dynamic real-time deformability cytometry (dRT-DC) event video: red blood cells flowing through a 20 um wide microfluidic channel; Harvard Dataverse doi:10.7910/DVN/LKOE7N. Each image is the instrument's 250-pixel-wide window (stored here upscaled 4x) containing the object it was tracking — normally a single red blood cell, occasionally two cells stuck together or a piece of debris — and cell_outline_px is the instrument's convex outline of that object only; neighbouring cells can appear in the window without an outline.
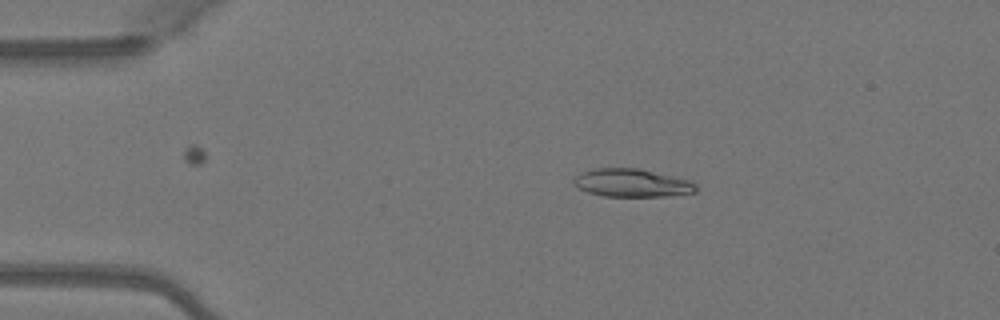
{"species": "Egyptian fruit bat (a non-hibernating species)", "species_latin": "Rousettus aegyptiacus", "temperature_condition": "warm", "stored_images_in_passage": 43, "camera_frame_rate_fps": 3000, "um_per_image_px": 0.085, "animal": {"sex": "female"}, "frame": {"image": 1, "passage_image": 9, "time_ms": 2.667, "image_size_px": [1000, 320], "cell_outline_px": [[696, 192], [668, 196], [604, 196], [588, 192], [572, 184], [572, 180], [580, 172], [592, 168], [636, 168], [692, 180], [696, 184]], "centroid_in_image_um": [53.7, 15.54], "position_along_channel_um": 31.3, "area_um2": 20.06}}
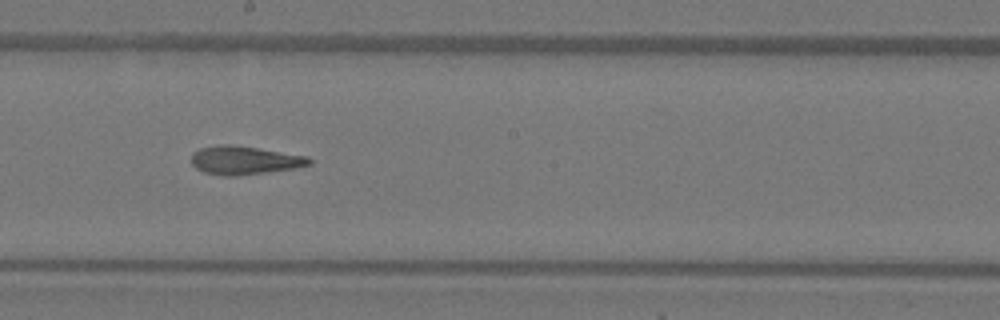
{"frame": {"image": 2, "passage_image": 27, "time_ms": 8.667, "image_size_px": [1000, 320], "cell_outline_px": [[312, 164], [296, 168], [236, 176], [224, 176], [204, 172], [196, 168], [192, 164], [192, 152], [200, 148], [224, 144], [228, 144], [256, 148], [308, 156], [312, 160]], "centroid_in_image_um": [20.78, 13.63], "position_along_channel_um": 227.4, "area_um2": 19.42}}
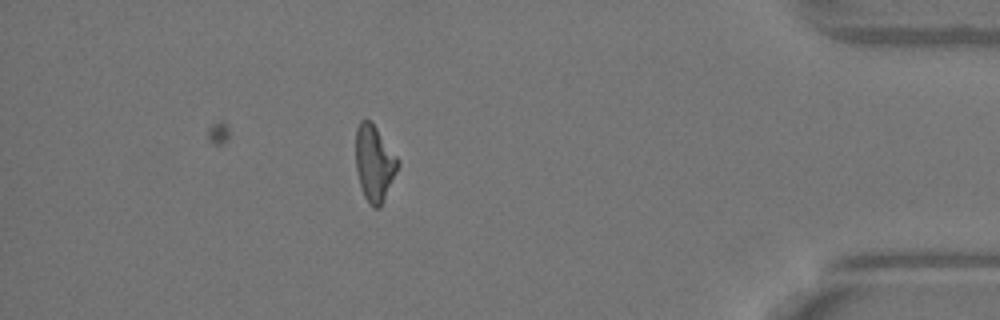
{"frame": {"image": 3, "passage_image": 43, "time_ms": 14.0, "image_size_px": [1000, 320], "cell_outline_px": [[400, 164], [380, 208], [372, 208], [368, 204], [364, 196], [360, 184], [356, 168], [356, 128], [360, 120], [368, 120], [376, 128], [400, 160]], "centroid_in_image_um": [31.82, 13.9], "position_along_channel_um": 403.4, "area_um2": 18.55}, "authors_computed_cell_mechanics": {"area_um2": 19.8254, "velocity_mm_per_s": 4.1316, "shape_relaxation_time_tau1_ms": null, "shape_relaxation_time_tau2_ms": 2.6621, "deformation_change_tau1": null, "deformation_change_tau2": 0.1123}}